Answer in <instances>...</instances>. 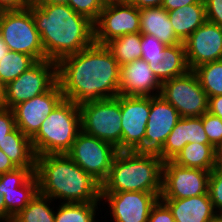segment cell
I'll return each mask as SVG.
<instances>
[{"label":"cell","mask_w":222,"mask_h":222,"mask_svg":"<svg viewBox=\"0 0 222 222\" xmlns=\"http://www.w3.org/2000/svg\"><path fill=\"white\" fill-rule=\"evenodd\" d=\"M108 202L113 222H147L152 207L160 195L142 191L101 193V200Z\"/></svg>","instance_id":"cell-15"},{"label":"cell","mask_w":222,"mask_h":222,"mask_svg":"<svg viewBox=\"0 0 222 222\" xmlns=\"http://www.w3.org/2000/svg\"><path fill=\"white\" fill-rule=\"evenodd\" d=\"M38 192V178L36 174L24 185L10 191H2L6 207V222H12L13 217L23 210Z\"/></svg>","instance_id":"cell-26"},{"label":"cell","mask_w":222,"mask_h":222,"mask_svg":"<svg viewBox=\"0 0 222 222\" xmlns=\"http://www.w3.org/2000/svg\"><path fill=\"white\" fill-rule=\"evenodd\" d=\"M141 59L149 64L150 69L161 84L190 70L186 59L184 43L167 45L161 51V55L156 58Z\"/></svg>","instance_id":"cell-21"},{"label":"cell","mask_w":222,"mask_h":222,"mask_svg":"<svg viewBox=\"0 0 222 222\" xmlns=\"http://www.w3.org/2000/svg\"><path fill=\"white\" fill-rule=\"evenodd\" d=\"M100 202L61 203L55 210L54 222H98L96 220Z\"/></svg>","instance_id":"cell-29"},{"label":"cell","mask_w":222,"mask_h":222,"mask_svg":"<svg viewBox=\"0 0 222 222\" xmlns=\"http://www.w3.org/2000/svg\"><path fill=\"white\" fill-rule=\"evenodd\" d=\"M183 43L190 70L222 60V27L217 24L206 21Z\"/></svg>","instance_id":"cell-16"},{"label":"cell","mask_w":222,"mask_h":222,"mask_svg":"<svg viewBox=\"0 0 222 222\" xmlns=\"http://www.w3.org/2000/svg\"><path fill=\"white\" fill-rule=\"evenodd\" d=\"M130 0H103L105 4L129 2Z\"/></svg>","instance_id":"cell-50"},{"label":"cell","mask_w":222,"mask_h":222,"mask_svg":"<svg viewBox=\"0 0 222 222\" xmlns=\"http://www.w3.org/2000/svg\"><path fill=\"white\" fill-rule=\"evenodd\" d=\"M214 169L222 170V141L215 147Z\"/></svg>","instance_id":"cell-45"},{"label":"cell","mask_w":222,"mask_h":222,"mask_svg":"<svg viewBox=\"0 0 222 222\" xmlns=\"http://www.w3.org/2000/svg\"><path fill=\"white\" fill-rule=\"evenodd\" d=\"M210 171L164 161L160 199H183L208 194Z\"/></svg>","instance_id":"cell-12"},{"label":"cell","mask_w":222,"mask_h":222,"mask_svg":"<svg viewBox=\"0 0 222 222\" xmlns=\"http://www.w3.org/2000/svg\"><path fill=\"white\" fill-rule=\"evenodd\" d=\"M36 168H16L0 175L1 191H10L24 185L34 174Z\"/></svg>","instance_id":"cell-32"},{"label":"cell","mask_w":222,"mask_h":222,"mask_svg":"<svg viewBox=\"0 0 222 222\" xmlns=\"http://www.w3.org/2000/svg\"><path fill=\"white\" fill-rule=\"evenodd\" d=\"M39 193L61 203L101 202V185L66 153L36 156ZM56 199V200H55Z\"/></svg>","instance_id":"cell-3"},{"label":"cell","mask_w":222,"mask_h":222,"mask_svg":"<svg viewBox=\"0 0 222 222\" xmlns=\"http://www.w3.org/2000/svg\"><path fill=\"white\" fill-rule=\"evenodd\" d=\"M0 35L10 51L27 54L36 62L47 59L28 7L23 10L0 11Z\"/></svg>","instance_id":"cell-7"},{"label":"cell","mask_w":222,"mask_h":222,"mask_svg":"<svg viewBox=\"0 0 222 222\" xmlns=\"http://www.w3.org/2000/svg\"><path fill=\"white\" fill-rule=\"evenodd\" d=\"M180 118L178 111L163 97L151 96L145 136L138 140L130 152L163 160V144Z\"/></svg>","instance_id":"cell-8"},{"label":"cell","mask_w":222,"mask_h":222,"mask_svg":"<svg viewBox=\"0 0 222 222\" xmlns=\"http://www.w3.org/2000/svg\"><path fill=\"white\" fill-rule=\"evenodd\" d=\"M194 3H204L203 0H164L162 7L167 10L171 11L185 5H191Z\"/></svg>","instance_id":"cell-41"},{"label":"cell","mask_w":222,"mask_h":222,"mask_svg":"<svg viewBox=\"0 0 222 222\" xmlns=\"http://www.w3.org/2000/svg\"><path fill=\"white\" fill-rule=\"evenodd\" d=\"M167 45L158 40L155 36L141 34V58H156Z\"/></svg>","instance_id":"cell-36"},{"label":"cell","mask_w":222,"mask_h":222,"mask_svg":"<svg viewBox=\"0 0 222 222\" xmlns=\"http://www.w3.org/2000/svg\"><path fill=\"white\" fill-rule=\"evenodd\" d=\"M43 1L44 0H24L25 4L27 6H29V5H36V4H38L40 2H43Z\"/></svg>","instance_id":"cell-49"},{"label":"cell","mask_w":222,"mask_h":222,"mask_svg":"<svg viewBox=\"0 0 222 222\" xmlns=\"http://www.w3.org/2000/svg\"><path fill=\"white\" fill-rule=\"evenodd\" d=\"M56 82L57 62L47 59L37 61L6 85L2 106L12 109L21 102L47 92Z\"/></svg>","instance_id":"cell-11"},{"label":"cell","mask_w":222,"mask_h":222,"mask_svg":"<svg viewBox=\"0 0 222 222\" xmlns=\"http://www.w3.org/2000/svg\"><path fill=\"white\" fill-rule=\"evenodd\" d=\"M177 38L183 43L207 21L204 3H194L167 11Z\"/></svg>","instance_id":"cell-23"},{"label":"cell","mask_w":222,"mask_h":222,"mask_svg":"<svg viewBox=\"0 0 222 222\" xmlns=\"http://www.w3.org/2000/svg\"><path fill=\"white\" fill-rule=\"evenodd\" d=\"M0 150L17 168H36V154L31 138L24 135L17 127L0 143Z\"/></svg>","instance_id":"cell-24"},{"label":"cell","mask_w":222,"mask_h":222,"mask_svg":"<svg viewBox=\"0 0 222 222\" xmlns=\"http://www.w3.org/2000/svg\"><path fill=\"white\" fill-rule=\"evenodd\" d=\"M0 191H1V185H0ZM0 222H6V207L4 202V197L0 193Z\"/></svg>","instance_id":"cell-46"},{"label":"cell","mask_w":222,"mask_h":222,"mask_svg":"<svg viewBox=\"0 0 222 222\" xmlns=\"http://www.w3.org/2000/svg\"><path fill=\"white\" fill-rule=\"evenodd\" d=\"M160 96L169 102L180 117H200L208 112V97L193 70L165 81Z\"/></svg>","instance_id":"cell-10"},{"label":"cell","mask_w":222,"mask_h":222,"mask_svg":"<svg viewBox=\"0 0 222 222\" xmlns=\"http://www.w3.org/2000/svg\"><path fill=\"white\" fill-rule=\"evenodd\" d=\"M147 222H175L169 207L159 199L152 207Z\"/></svg>","instance_id":"cell-38"},{"label":"cell","mask_w":222,"mask_h":222,"mask_svg":"<svg viewBox=\"0 0 222 222\" xmlns=\"http://www.w3.org/2000/svg\"><path fill=\"white\" fill-rule=\"evenodd\" d=\"M202 123L209 143L215 148L222 141V119L206 112Z\"/></svg>","instance_id":"cell-35"},{"label":"cell","mask_w":222,"mask_h":222,"mask_svg":"<svg viewBox=\"0 0 222 222\" xmlns=\"http://www.w3.org/2000/svg\"><path fill=\"white\" fill-rule=\"evenodd\" d=\"M5 87L6 85L0 79V106L3 105V101L5 98Z\"/></svg>","instance_id":"cell-48"},{"label":"cell","mask_w":222,"mask_h":222,"mask_svg":"<svg viewBox=\"0 0 222 222\" xmlns=\"http://www.w3.org/2000/svg\"><path fill=\"white\" fill-rule=\"evenodd\" d=\"M17 167L12 163L2 150H0V175L12 171Z\"/></svg>","instance_id":"cell-44"},{"label":"cell","mask_w":222,"mask_h":222,"mask_svg":"<svg viewBox=\"0 0 222 222\" xmlns=\"http://www.w3.org/2000/svg\"><path fill=\"white\" fill-rule=\"evenodd\" d=\"M47 60L59 62L94 43V23L68 4L40 2L29 5Z\"/></svg>","instance_id":"cell-2"},{"label":"cell","mask_w":222,"mask_h":222,"mask_svg":"<svg viewBox=\"0 0 222 222\" xmlns=\"http://www.w3.org/2000/svg\"><path fill=\"white\" fill-rule=\"evenodd\" d=\"M68 0H44L43 2H57V3H66Z\"/></svg>","instance_id":"cell-51"},{"label":"cell","mask_w":222,"mask_h":222,"mask_svg":"<svg viewBox=\"0 0 222 222\" xmlns=\"http://www.w3.org/2000/svg\"><path fill=\"white\" fill-rule=\"evenodd\" d=\"M16 128L12 109L0 106V143Z\"/></svg>","instance_id":"cell-37"},{"label":"cell","mask_w":222,"mask_h":222,"mask_svg":"<svg viewBox=\"0 0 222 222\" xmlns=\"http://www.w3.org/2000/svg\"><path fill=\"white\" fill-rule=\"evenodd\" d=\"M188 143L210 144L202 116L181 117L163 144V161L173 160Z\"/></svg>","instance_id":"cell-19"},{"label":"cell","mask_w":222,"mask_h":222,"mask_svg":"<svg viewBox=\"0 0 222 222\" xmlns=\"http://www.w3.org/2000/svg\"><path fill=\"white\" fill-rule=\"evenodd\" d=\"M51 198L40 194L36 196L12 219V222H54L55 207L51 208Z\"/></svg>","instance_id":"cell-28"},{"label":"cell","mask_w":222,"mask_h":222,"mask_svg":"<svg viewBox=\"0 0 222 222\" xmlns=\"http://www.w3.org/2000/svg\"><path fill=\"white\" fill-rule=\"evenodd\" d=\"M215 148L211 144L188 143L172 160L175 164L206 171L214 169Z\"/></svg>","instance_id":"cell-25"},{"label":"cell","mask_w":222,"mask_h":222,"mask_svg":"<svg viewBox=\"0 0 222 222\" xmlns=\"http://www.w3.org/2000/svg\"><path fill=\"white\" fill-rule=\"evenodd\" d=\"M64 99L58 81L45 93L21 102L12 108L16 127L32 138L40 129L46 117Z\"/></svg>","instance_id":"cell-14"},{"label":"cell","mask_w":222,"mask_h":222,"mask_svg":"<svg viewBox=\"0 0 222 222\" xmlns=\"http://www.w3.org/2000/svg\"><path fill=\"white\" fill-rule=\"evenodd\" d=\"M171 210L175 222H212L219 214L208 194L183 199H161Z\"/></svg>","instance_id":"cell-20"},{"label":"cell","mask_w":222,"mask_h":222,"mask_svg":"<svg viewBox=\"0 0 222 222\" xmlns=\"http://www.w3.org/2000/svg\"><path fill=\"white\" fill-rule=\"evenodd\" d=\"M161 85L143 59L120 66L119 94L122 96H157Z\"/></svg>","instance_id":"cell-18"},{"label":"cell","mask_w":222,"mask_h":222,"mask_svg":"<svg viewBox=\"0 0 222 222\" xmlns=\"http://www.w3.org/2000/svg\"><path fill=\"white\" fill-rule=\"evenodd\" d=\"M117 152L112 144L81 131L66 154L101 185Z\"/></svg>","instance_id":"cell-9"},{"label":"cell","mask_w":222,"mask_h":222,"mask_svg":"<svg viewBox=\"0 0 222 222\" xmlns=\"http://www.w3.org/2000/svg\"><path fill=\"white\" fill-rule=\"evenodd\" d=\"M9 51L8 46L3 41L2 36L0 35V60L3 56L6 55V53Z\"/></svg>","instance_id":"cell-47"},{"label":"cell","mask_w":222,"mask_h":222,"mask_svg":"<svg viewBox=\"0 0 222 222\" xmlns=\"http://www.w3.org/2000/svg\"><path fill=\"white\" fill-rule=\"evenodd\" d=\"M67 4L77 13L95 23L105 7L103 0H68Z\"/></svg>","instance_id":"cell-33"},{"label":"cell","mask_w":222,"mask_h":222,"mask_svg":"<svg viewBox=\"0 0 222 222\" xmlns=\"http://www.w3.org/2000/svg\"><path fill=\"white\" fill-rule=\"evenodd\" d=\"M193 71L207 97L222 95V60L200 65Z\"/></svg>","instance_id":"cell-31"},{"label":"cell","mask_w":222,"mask_h":222,"mask_svg":"<svg viewBox=\"0 0 222 222\" xmlns=\"http://www.w3.org/2000/svg\"><path fill=\"white\" fill-rule=\"evenodd\" d=\"M164 161L153 156L118 151L101 193L142 191L161 195Z\"/></svg>","instance_id":"cell-4"},{"label":"cell","mask_w":222,"mask_h":222,"mask_svg":"<svg viewBox=\"0 0 222 222\" xmlns=\"http://www.w3.org/2000/svg\"><path fill=\"white\" fill-rule=\"evenodd\" d=\"M212 222H222V216L219 215L214 221Z\"/></svg>","instance_id":"cell-52"},{"label":"cell","mask_w":222,"mask_h":222,"mask_svg":"<svg viewBox=\"0 0 222 222\" xmlns=\"http://www.w3.org/2000/svg\"><path fill=\"white\" fill-rule=\"evenodd\" d=\"M164 0H130L129 3L137 7L138 9L161 7Z\"/></svg>","instance_id":"cell-43"},{"label":"cell","mask_w":222,"mask_h":222,"mask_svg":"<svg viewBox=\"0 0 222 222\" xmlns=\"http://www.w3.org/2000/svg\"><path fill=\"white\" fill-rule=\"evenodd\" d=\"M26 7L24 0H0V11L23 10Z\"/></svg>","instance_id":"cell-42"},{"label":"cell","mask_w":222,"mask_h":222,"mask_svg":"<svg viewBox=\"0 0 222 222\" xmlns=\"http://www.w3.org/2000/svg\"><path fill=\"white\" fill-rule=\"evenodd\" d=\"M208 112L222 119V95L208 97Z\"/></svg>","instance_id":"cell-40"},{"label":"cell","mask_w":222,"mask_h":222,"mask_svg":"<svg viewBox=\"0 0 222 222\" xmlns=\"http://www.w3.org/2000/svg\"><path fill=\"white\" fill-rule=\"evenodd\" d=\"M207 21L222 27V0H203Z\"/></svg>","instance_id":"cell-39"},{"label":"cell","mask_w":222,"mask_h":222,"mask_svg":"<svg viewBox=\"0 0 222 222\" xmlns=\"http://www.w3.org/2000/svg\"><path fill=\"white\" fill-rule=\"evenodd\" d=\"M140 32V12L129 2L105 4L94 23V42L106 45L120 36Z\"/></svg>","instance_id":"cell-13"},{"label":"cell","mask_w":222,"mask_h":222,"mask_svg":"<svg viewBox=\"0 0 222 222\" xmlns=\"http://www.w3.org/2000/svg\"><path fill=\"white\" fill-rule=\"evenodd\" d=\"M106 46L112 52L120 66L141 59V33L120 36L108 42Z\"/></svg>","instance_id":"cell-27"},{"label":"cell","mask_w":222,"mask_h":222,"mask_svg":"<svg viewBox=\"0 0 222 222\" xmlns=\"http://www.w3.org/2000/svg\"><path fill=\"white\" fill-rule=\"evenodd\" d=\"M82 131L79 105L63 99L31 138L36 156L65 154Z\"/></svg>","instance_id":"cell-5"},{"label":"cell","mask_w":222,"mask_h":222,"mask_svg":"<svg viewBox=\"0 0 222 222\" xmlns=\"http://www.w3.org/2000/svg\"><path fill=\"white\" fill-rule=\"evenodd\" d=\"M35 63L31 56L9 50L0 60V79L7 85Z\"/></svg>","instance_id":"cell-30"},{"label":"cell","mask_w":222,"mask_h":222,"mask_svg":"<svg viewBox=\"0 0 222 222\" xmlns=\"http://www.w3.org/2000/svg\"><path fill=\"white\" fill-rule=\"evenodd\" d=\"M122 151H130L145 136L151 109L150 96L120 95Z\"/></svg>","instance_id":"cell-17"},{"label":"cell","mask_w":222,"mask_h":222,"mask_svg":"<svg viewBox=\"0 0 222 222\" xmlns=\"http://www.w3.org/2000/svg\"><path fill=\"white\" fill-rule=\"evenodd\" d=\"M208 195L214 210L222 216V170L213 169L210 172Z\"/></svg>","instance_id":"cell-34"},{"label":"cell","mask_w":222,"mask_h":222,"mask_svg":"<svg viewBox=\"0 0 222 222\" xmlns=\"http://www.w3.org/2000/svg\"><path fill=\"white\" fill-rule=\"evenodd\" d=\"M57 81L63 97L77 105L116 98L120 65L106 45L93 43L57 63Z\"/></svg>","instance_id":"cell-1"},{"label":"cell","mask_w":222,"mask_h":222,"mask_svg":"<svg viewBox=\"0 0 222 222\" xmlns=\"http://www.w3.org/2000/svg\"><path fill=\"white\" fill-rule=\"evenodd\" d=\"M140 33L155 36L166 45L182 43L174 33L167 10L161 7L139 9Z\"/></svg>","instance_id":"cell-22"},{"label":"cell","mask_w":222,"mask_h":222,"mask_svg":"<svg viewBox=\"0 0 222 222\" xmlns=\"http://www.w3.org/2000/svg\"><path fill=\"white\" fill-rule=\"evenodd\" d=\"M79 108L82 131L122 151L120 94L116 98L82 103Z\"/></svg>","instance_id":"cell-6"}]
</instances>
